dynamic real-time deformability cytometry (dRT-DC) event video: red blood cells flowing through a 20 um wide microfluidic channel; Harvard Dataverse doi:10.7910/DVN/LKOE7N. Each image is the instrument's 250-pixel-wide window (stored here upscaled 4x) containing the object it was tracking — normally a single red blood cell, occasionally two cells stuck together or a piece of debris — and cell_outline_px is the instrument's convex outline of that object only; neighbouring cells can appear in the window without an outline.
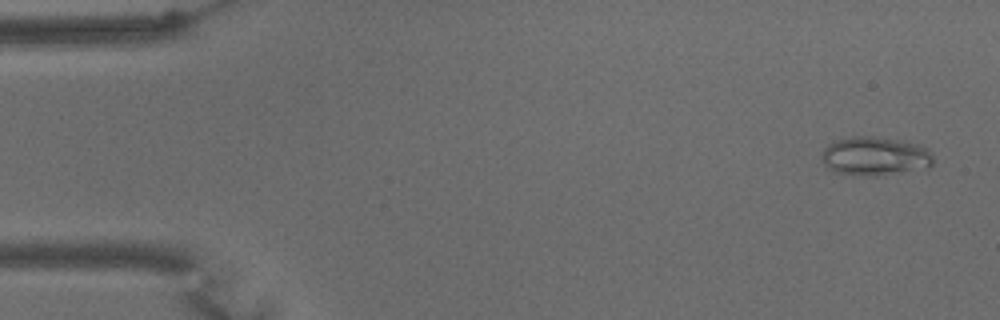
{"species": "common noctule bat (a hibernating species)", "species_latin": "Nyctalus noctula", "temperature_condition": "warm", "stored_images_in_passage": 57, "camera_frame_rate_fps": 3000, "um_per_image_px": 0.085, "animal": {"sex": "male", "body_mass_g": 15.6}, "frame": {"image": 1, "passage_image": 1, "time_ms": 0.0, "image_size_px": [1000, 320], "cell_outline_px": [[932, 164], [884, 176], [872, 176], [836, 172], [828, 168], [820, 160], [820, 156], [824, 148], [828, 144], [836, 140], [852, 136], [872, 136], [900, 140], [920, 144], [928, 148], [932, 152]], "centroid_in_image_um": [74.32, 13.25], "position_along_channel_um": 10.7, "area_um2": 25.14}}
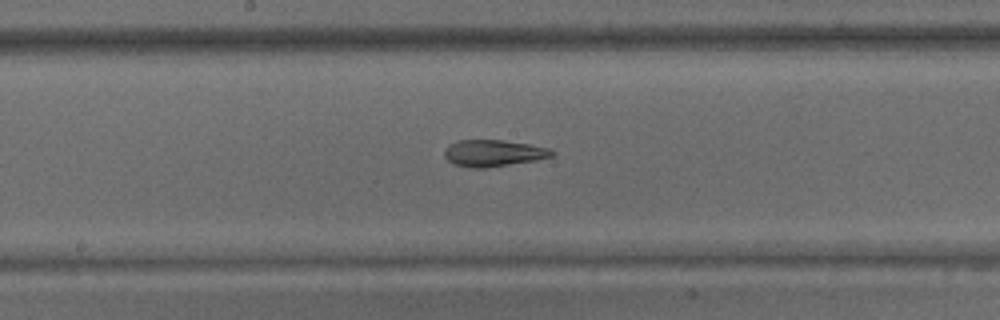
{"frame": {"image": 2, "passage_image": 29, "time_ms": 9.333, "image_size_px": [1000, 320], "cell_outline_px": [[556, 152], [552, 156], [536, 160], [484, 168], [472, 168], [456, 164], [448, 160], [444, 156], [444, 152], [448, 144], [456, 140], [504, 140], [528, 144], [548, 148]], "centroid_in_image_um": [41.92, 13.0], "position_along_channel_um": 206.3, "area_um2": 16.59}}
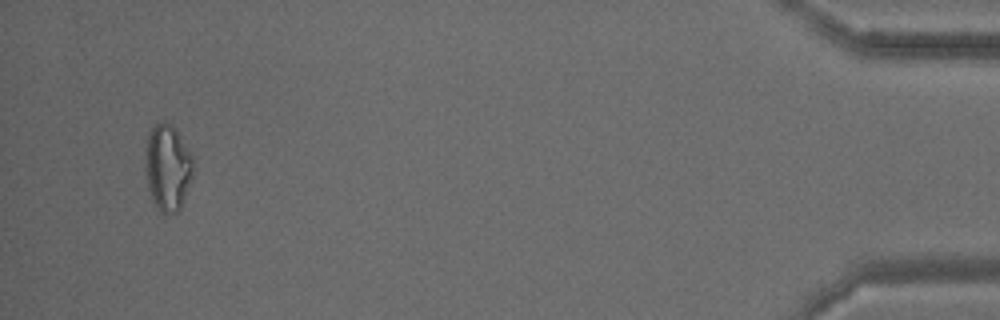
{"frame": {"image": 3, "passage_image": 55, "time_ms": 18.0, "image_size_px": [1000, 320], "cell_outline_px": [[192, 172], [180, 208], [176, 212], [164, 216], [160, 212], [152, 200], [148, 188], [144, 168], [144, 164], [148, 132], [156, 124], [164, 120], [172, 124], [176, 128], [192, 156]], "centroid_in_image_um": [14.2, 14.22], "position_along_channel_um": 421.0, "area_um2": 24.1}, "authors_computed_cell_mechanics": {"area_um2": 19.7676, "velocity_mm_per_s": 3.391, "shape_relaxation_time_tau1_ms": null, "shape_relaxation_time_tau2_ms": 4.7342, "deformation_change_tau1": null, "deformation_change_tau2": 0.1253}}